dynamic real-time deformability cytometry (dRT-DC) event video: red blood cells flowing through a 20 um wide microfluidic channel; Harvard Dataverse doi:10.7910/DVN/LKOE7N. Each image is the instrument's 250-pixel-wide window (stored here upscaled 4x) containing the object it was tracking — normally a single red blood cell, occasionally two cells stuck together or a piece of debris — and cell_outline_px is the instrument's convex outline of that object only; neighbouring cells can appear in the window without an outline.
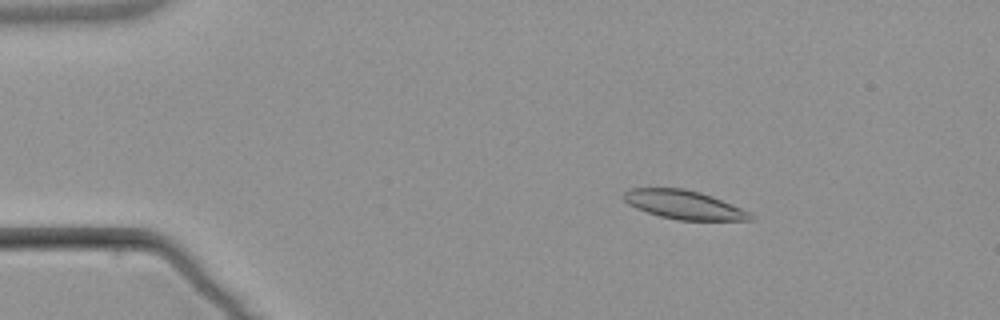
{"species": "common noctule bat (a hibernating species)", "species_latin": "Nyctalus noctula", "temperature_condition": "warm", "stored_images_in_passage": 8, "camera_frame_rate_fps": 3000, "um_per_image_px": 0.085, "animal": {"sex": "male", "body_mass_g": 21.5, "forearm_length_mm": 52.0}, "frame": {"image": 1, "passage_image": 3, "time_ms": 2.333, "image_size_px": [1000, 320], "cell_outline_px": [[756, 216], [752, 220], [676, 220], [660, 216], [636, 208], [628, 204], [620, 196], [624, 192], [632, 188], [684, 188], [700, 192], [712, 196], [732, 204]], "centroid_in_image_um": [58.11, 17.4], "position_along_channel_um": 26.9, "area_um2": 21.21}}
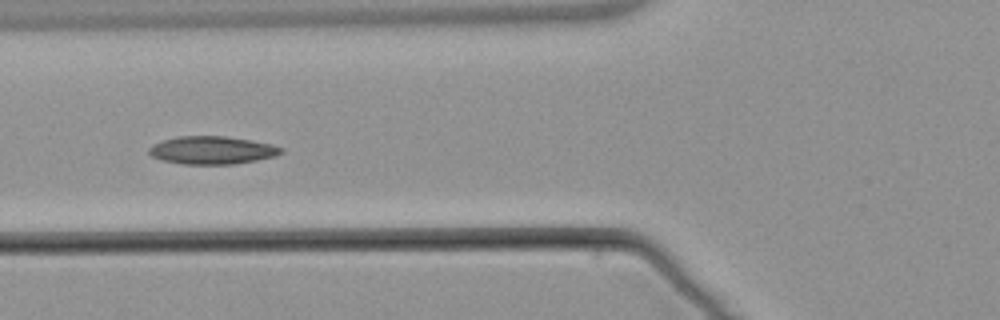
{"frame": {"image": 2, "passage_image": 6, "time_ms": 6.333, "image_size_px": [1000, 320], "cell_outline_px": [[284, 152], [276, 156], [256, 160], [232, 164], [184, 164], [160, 160], [152, 156], [148, 152], [148, 148], [152, 144], [176, 136], [224, 136], [252, 140], [272, 144], [284, 148]], "centroid_in_image_um": [18.03, 12.76], "position_along_channel_um": 107.8, "area_um2": 21.62}}
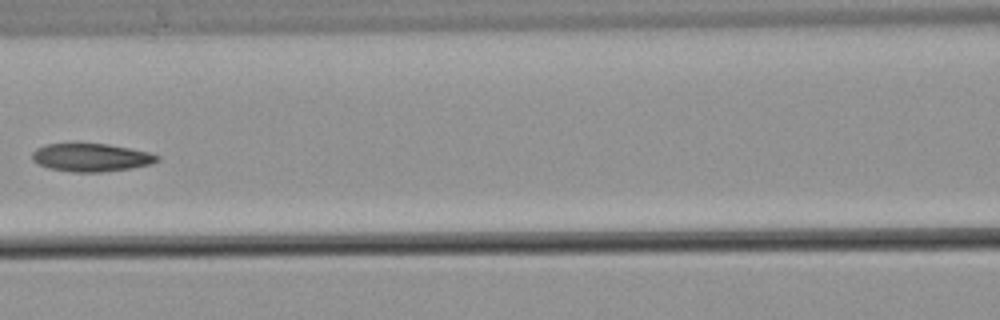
{"frame": {"image": 3, "passage_image": 7, "time_ms": 7.667, "image_size_px": [1000, 320], "cell_outline_px": [[160, 160], [152, 164], [132, 168], [100, 172], [72, 172], [48, 168], [36, 164], [32, 160], [32, 152], [36, 148], [44, 144], [108, 144], [148, 152], [160, 156]], "centroid_in_image_um": [7.72, 13.39], "position_along_channel_um": 158.9, "area_um2": 20.52}}